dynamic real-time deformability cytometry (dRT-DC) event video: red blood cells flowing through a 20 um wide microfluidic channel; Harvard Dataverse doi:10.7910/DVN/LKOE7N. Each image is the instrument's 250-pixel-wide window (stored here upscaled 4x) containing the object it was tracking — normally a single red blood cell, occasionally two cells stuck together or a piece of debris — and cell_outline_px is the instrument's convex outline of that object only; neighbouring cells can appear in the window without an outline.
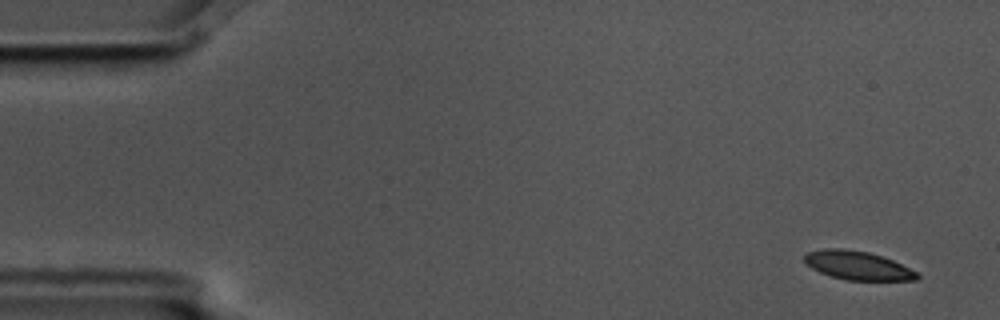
{"species": "common noctule bat (a hibernating species)", "species_latin": "Nyctalus noctula", "temperature_condition": "cold", "stored_images_in_passage": 8, "camera_frame_rate_fps": 3000, "um_per_image_px": 0.085, "animal": {"sex": "male", "body_mass_g": 17.5, "forearm_length_mm": 52.3}, "frame": {"image": 1, "passage_image": 1, "time_ms": 0.0, "image_size_px": [1000, 320], "cell_outline_px": [[920, 276], [916, 280], [844, 280], [820, 272], [804, 264], [804, 256], [808, 252], [824, 248], [840, 248], [868, 252], [892, 260], [920, 272]], "centroid_in_image_um": [72.91, 22.57], "position_along_channel_um": 12.1, "area_um2": 18.84}}
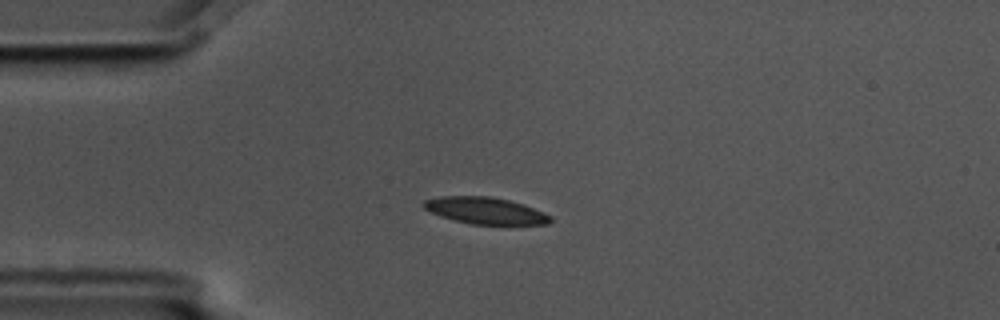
{"frame": {"image": 2, "passage_image": 4, "time_ms": 1.0, "image_size_px": [1000, 320], "cell_outline_px": [[552, 220], [548, 224], [472, 224], [440, 216], [424, 208], [420, 204], [424, 200], [440, 196], [492, 196], [524, 204], [544, 212], [552, 216]], "centroid_in_image_um": [41.26, 17.89], "position_along_channel_um": 43.7, "area_um2": 19.71}}